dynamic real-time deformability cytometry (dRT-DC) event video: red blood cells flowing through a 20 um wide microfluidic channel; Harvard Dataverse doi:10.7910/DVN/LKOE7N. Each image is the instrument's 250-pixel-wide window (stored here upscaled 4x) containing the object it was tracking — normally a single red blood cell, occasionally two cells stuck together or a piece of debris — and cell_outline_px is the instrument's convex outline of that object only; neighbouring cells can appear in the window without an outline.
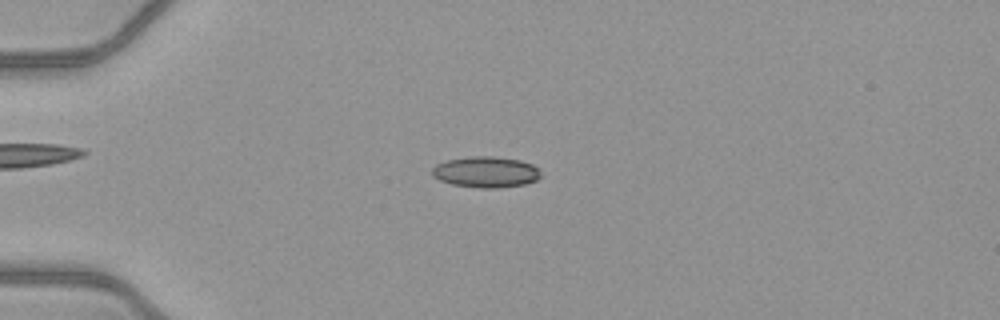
{"species": "common noctule bat (a hibernating species)", "species_latin": "Nyctalus noctula", "temperature_condition": "warm", "stored_images_in_passage": 51, "camera_frame_rate_fps": 3000, "um_per_image_px": 0.085, "animal": {"sex": "female", "body_mass_g": 21.9}, "frame": {"image": 1, "passage_image": 14, "time_ms": 4.333, "image_size_px": [1000, 320], "cell_outline_px": [[540, 176], [536, 180], [524, 184], [496, 188], [480, 188], [452, 184], [440, 180], [432, 176], [432, 168], [436, 164], [448, 160], [472, 156], [492, 156], [520, 160], [532, 164], [540, 168]], "centroid_in_image_um": [41.3, 14.62], "position_along_channel_um": 43.7, "area_um2": 19.59}}
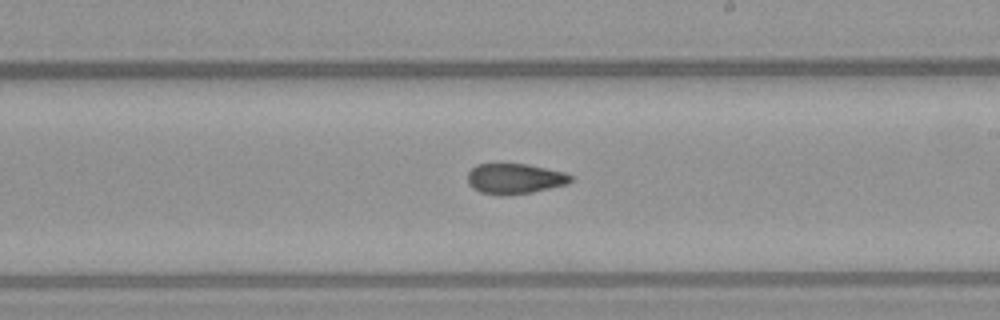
{"frame": {"image": 2, "passage_image": 31, "time_ms": 10.0, "image_size_px": [1000, 320], "cell_outline_px": [[572, 180], [568, 184], [532, 192], [500, 196], [480, 192], [472, 188], [468, 184], [468, 172], [476, 164], [528, 164], [564, 172], [572, 176]], "centroid_in_image_um": [43.74, 15.19], "position_along_channel_um": 245.3, "area_um2": 18.32}}
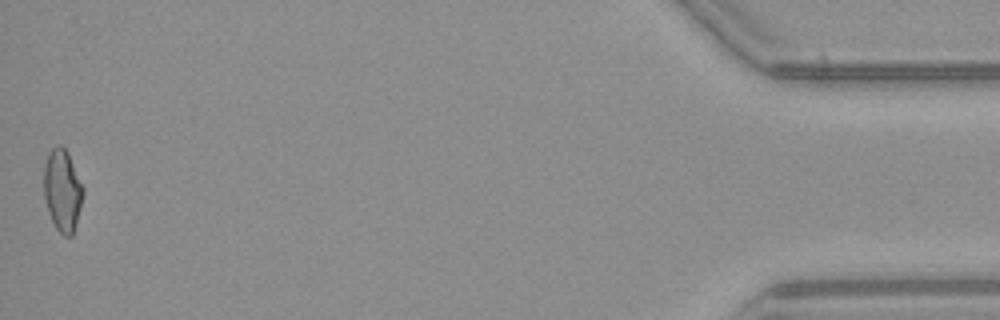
{"frame": {"image": 3, "passage_image": 51, "time_ms": 16.667, "image_size_px": [1000, 320], "cell_outline_px": [[84, 192], [76, 224], [72, 236], [64, 236], [56, 228], [48, 212], [44, 196], [44, 164], [48, 152], [56, 144], [60, 144], [68, 152], [84, 188]], "centroid_in_image_um": [5.3, 16.15], "position_along_channel_um": 429.9, "area_um2": 18.84}, "authors_computed_cell_mechanics": {"area_um2": 18.6116, "velocity_mm_per_s": 4.1284, "shape_relaxation_time_tau1_ms": null, "shape_relaxation_time_tau2_ms": 2.591, "deformation_change_tau1": null, "deformation_change_tau2": 0.0951}}